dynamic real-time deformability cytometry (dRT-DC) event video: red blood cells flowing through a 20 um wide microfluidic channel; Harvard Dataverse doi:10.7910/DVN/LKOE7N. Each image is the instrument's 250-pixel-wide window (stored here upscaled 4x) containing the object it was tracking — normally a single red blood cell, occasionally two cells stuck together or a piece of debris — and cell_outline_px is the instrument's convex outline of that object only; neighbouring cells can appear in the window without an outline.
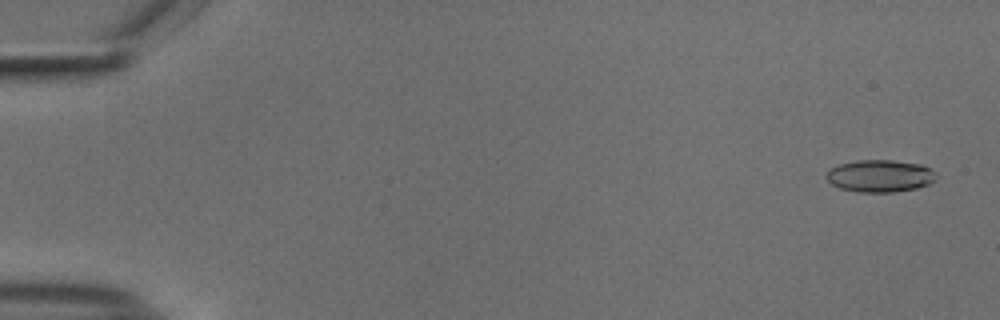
{"species": "common noctule bat (a hibernating species)", "species_latin": "Nyctalus noctula", "temperature_condition": "cold", "stored_images_in_passage": 55, "camera_frame_rate_fps": 3000, "um_per_image_px": 0.085, "animal": {"sex": "male", "body_mass_g": 18.8}, "frame": {"image": 1, "passage_image": 3, "time_ms": 0.667, "image_size_px": [1000, 320], "cell_outline_px": [[936, 180], [928, 184], [916, 188], [892, 192], [856, 192], [840, 188], [832, 184], [824, 176], [828, 168], [840, 164], [856, 160], [892, 160], [920, 164], [928, 168], [936, 176]], "centroid_in_image_um": [74.74, 14.95], "position_along_channel_um": 10.3, "area_um2": 20.63}}
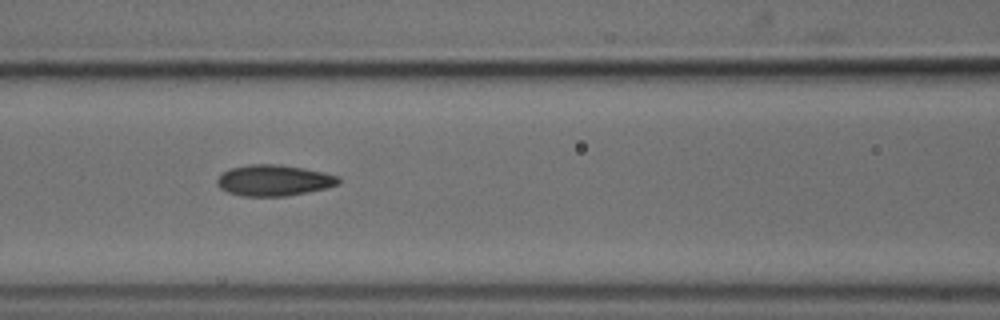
{"frame": {"image": 2, "passage_image": 25, "time_ms": 8.0, "image_size_px": [1000, 320], "cell_outline_px": [[340, 184], [328, 188], [308, 192], [284, 196], [240, 196], [228, 192], [220, 188], [216, 184], [216, 180], [228, 168], [248, 164], [280, 164], [304, 168], [324, 172], [340, 176]], "centroid_in_image_um": [23.3, 15.32], "position_along_channel_um": 143.3, "area_um2": 22.25}}
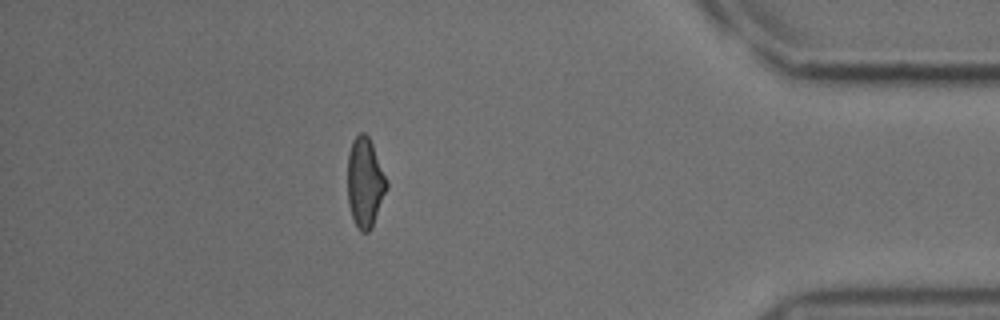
{"frame": {"image": 3, "passage_image": 49, "time_ms": 16.0, "image_size_px": [1000, 320], "cell_outline_px": [[388, 188], [372, 228], [368, 232], [360, 232], [356, 228], [348, 204], [348, 152], [352, 140], [360, 132], [364, 132], [368, 136], [372, 144], [388, 180]], "centroid_in_image_um": [31.03, 15.54], "position_along_channel_um": 404.2, "area_um2": 20.69}, "authors_computed_cell_mechanics": {"area_um2": 21.0392, "velocity_mm_per_s": 3.7444, "shape_relaxation_time_tau1_ms": 5.5801, "shape_relaxation_time_tau2_ms": 2.4827, "deformation_change_tau1": 0.1375, "deformation_change_tau2": 0.0871}}